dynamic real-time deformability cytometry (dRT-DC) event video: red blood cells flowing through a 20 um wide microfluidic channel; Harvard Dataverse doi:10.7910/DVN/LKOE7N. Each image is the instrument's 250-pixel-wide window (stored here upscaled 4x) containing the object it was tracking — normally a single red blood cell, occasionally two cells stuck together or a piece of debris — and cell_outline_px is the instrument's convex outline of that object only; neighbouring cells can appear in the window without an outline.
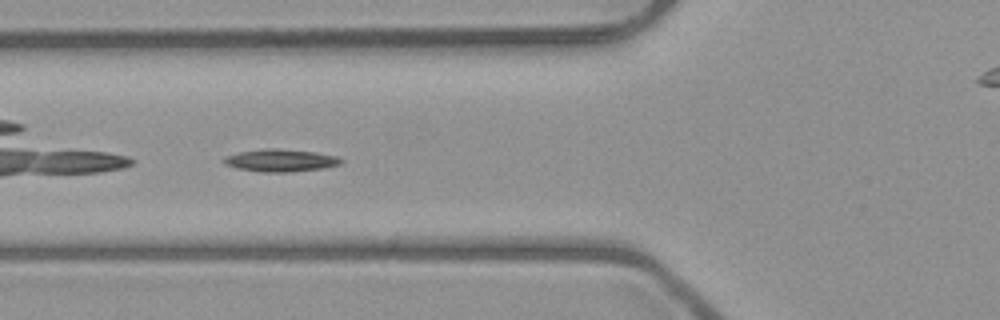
{"species": "common noctule bat (a hibernating species)", "species_latin": "Nyctalus noctula", "temperature_condition": "room temperature", "stored_images_in_passage": 9, "camera_frame_rate_fps": 3000, "um_per_image_px": 0.085, "animal": {"sex": "male", "body_mass_g": 23.1, "forearm_length_mm": 52.7}, "frame": {"image": 1, "passage_image": 6, "time_ms": 6.0, "image_size_px": [1000, 320], "cell_outline_px": [[344, 160], [340, 164], [324, 168], [292, 172], [260, 172], [236, 168], [224, 164], [220, 160], [224, 156], [240, 152], [268, 148], [272, 148], [316, 152], [336, 156]], "centroid_in_image_um": [23.81, 13.64], "position_along_channel_um": 102.0, "area_um2": 15.43}}
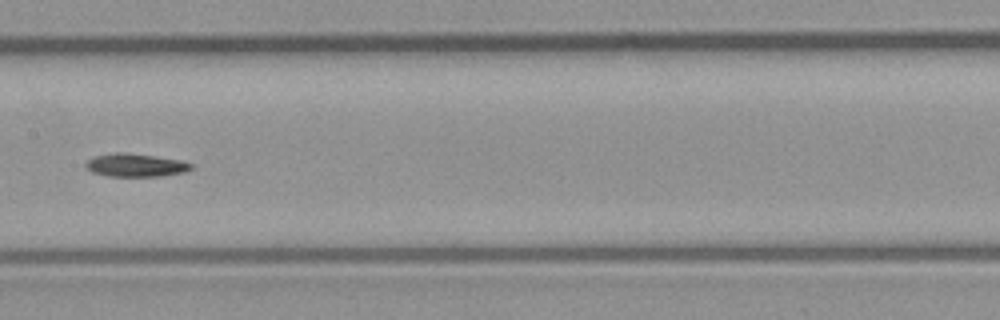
{"frame": {"image": 2, "passage_image": 8, "time_ms": 8.333, "image_size_px": [1000, 320], "cell_outline_px": [[192, 168], [184, 172], [164, 176], [108, 176], [92, 172], [84, 164], [88, 160], [96, 156], [116, 152], [124, 152], [156, 156], [180, 160], [192, 164]], "centroid_in_image_um": [11.53, 14.04], "position_along_channel_um": 195.9, "area_um2": 14.1}}
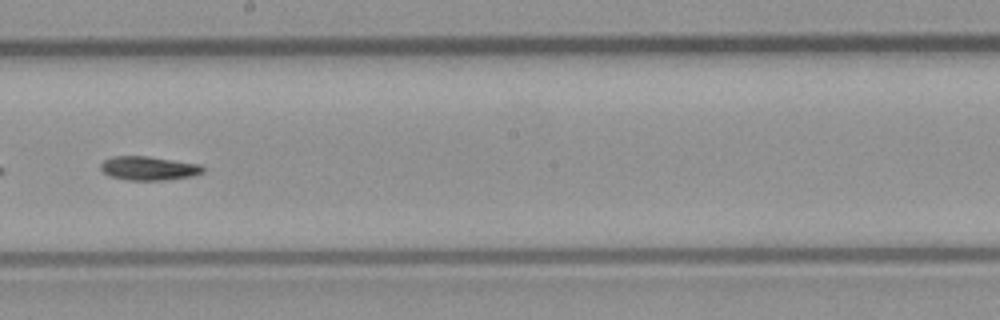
{"frame": {"image": 3, "passage_image": 9, "time_ms": 9.333, "image_size_px": [1000, 320], "cell_outline_px": [[204, 172], [192, 176], [164, 180], [128, 180], [108, 176], [100, 168], [100, 164], [104, 160], [112, 156], [148, 156], [200, 164], [204, 168]], "centroid_in_image_um": [12.62, 14.3], "position_along_channel_um": 235.6, "area_um2": 14.28}}